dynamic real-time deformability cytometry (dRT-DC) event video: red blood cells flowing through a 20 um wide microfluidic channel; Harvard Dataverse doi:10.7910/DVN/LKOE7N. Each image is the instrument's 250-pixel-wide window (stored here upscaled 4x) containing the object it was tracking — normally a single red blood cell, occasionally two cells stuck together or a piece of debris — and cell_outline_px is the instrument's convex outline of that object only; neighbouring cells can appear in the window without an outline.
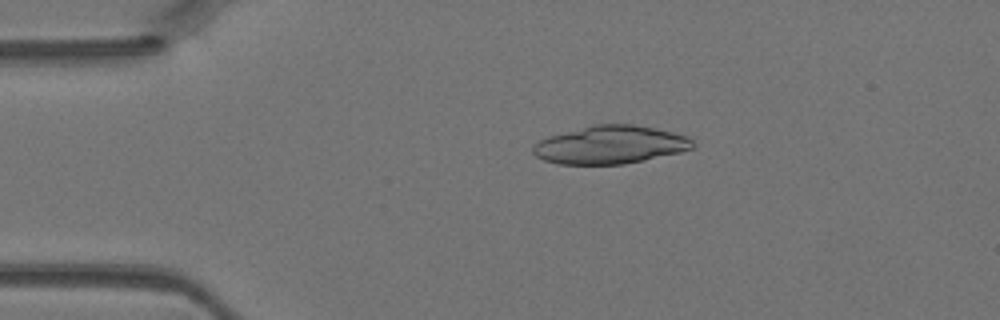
{"species": "Egyptian fruit bat (a non-hibernating species)", "species_latin": "Rousettus aegyptiacus", "temperature_condition": "warm", "stored_images_in_passage": 41, "camera_frame_rate_fps": 3000, "um_per_image_px": 0.085, "animal": {"sex": "female"}, "frame": {"image": 1, "passage_image": 6, "time_ms": 1.667, "image_size_px": [1000, 320], "cell_outline_px": [[696, 144], [692, 148], [680, 152], [644, 160], [624, 164], [556, 164], [544, 160], [536, 156], [532, 152], [532, 148], [540, 140], [548, 136], [592, 124], [632, 124], [656, 128], [688, 136]], "centroid_in_image_um": [51.87, 12.3], "position_along_channel_um": 33.1, "area_um2": 35.49}}